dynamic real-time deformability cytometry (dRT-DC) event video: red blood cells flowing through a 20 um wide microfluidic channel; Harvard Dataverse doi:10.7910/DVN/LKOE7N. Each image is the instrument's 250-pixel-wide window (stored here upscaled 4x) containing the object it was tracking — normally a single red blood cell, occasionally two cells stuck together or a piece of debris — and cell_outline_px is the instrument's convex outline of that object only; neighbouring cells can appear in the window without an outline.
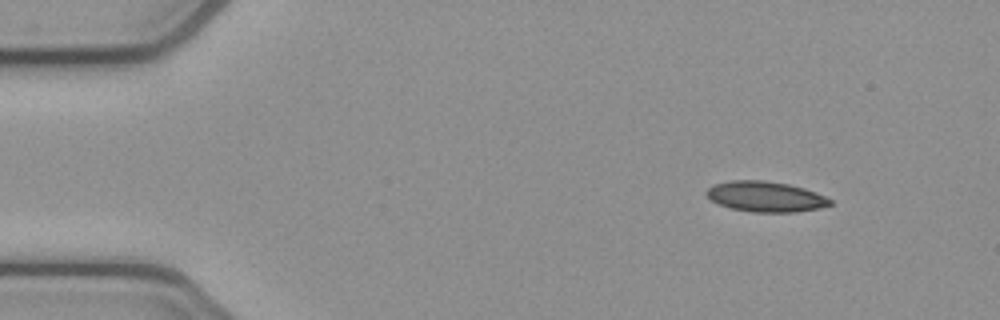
{"species": "common noctule bat (a hibernating species)", "species_latin": "Nyctalus noctula", "temperature_condition": "cold", "stored_images_in_passage": 6, "camera_frame_rate_fps": 3000, "um_per_image_px": 0.085, "animal": {"sex": "female", "body_mass_g": 21.9}, "frame": {"image": 1, "passage_image": 2, "time_ms": 0.333, "image_size_px": [1000, 320], "cell_outline_px": [[832, 204], [820, 208], [796, 212], [752, 212], [732, 208], [720, 204], [712, 200], [704, 192], [712, 184], [732, 180], [764, 180], [788, 184], [804, 188], [816, 192], [832, 200]], "centroid_in_image_um": [65.08, 16.7], "position_along_channel_um": 19.9, "area_um2": 21.91}}
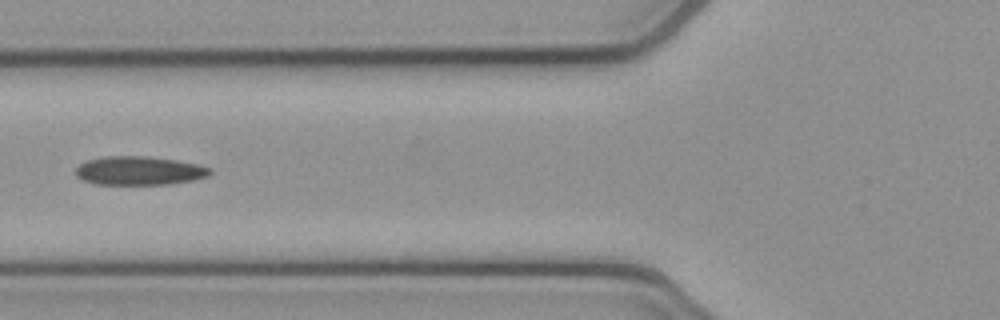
{"frame": {"image": 2, "passage_image": 6, "time_ms": 1.667, "image_size_px": [1000, 320], "cell_outline_px": [[212, 172], [208, 176], [192, 180], [168, 184], [96, 184], [84, 180], [76, 176], [76, 168], [80, 164], [88, 160], [104, 156], [148, 156], [176, 160], [196, 164], [212, 168]], "centroid_in_image_um": [11.84, 14.5], "position_along_channel_um": 114.0, "area_um2": 22.37}}